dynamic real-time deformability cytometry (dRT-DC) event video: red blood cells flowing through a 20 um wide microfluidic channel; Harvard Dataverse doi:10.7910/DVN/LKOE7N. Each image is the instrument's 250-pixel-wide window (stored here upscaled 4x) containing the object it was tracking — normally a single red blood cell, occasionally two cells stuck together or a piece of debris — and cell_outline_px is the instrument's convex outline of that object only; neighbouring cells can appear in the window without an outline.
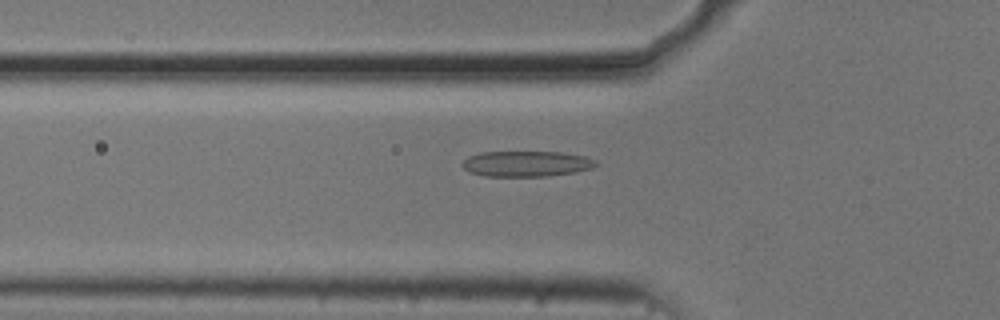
{"species": "common noctule bat (a hibernating species)", "species_latin": "Nyctalus noctula", "temperature_condition": "cold", "stored_images_in_passage": 54, "camera_frame_rate_fps": 3000, "um_per_image_px": 0.085, "animal": {"sex": "male", "body_mass_g": 20.5, "forearm_length_mm": 52.5}, "frame": {"image": 1, "passage_image": 18, "time_ms": 5.667, "image_size_px": [1000, 320], "cell_outline_px": [[600, 164], [592, 168], [576, 172], [544, 176], [484, 176], [468, 172], [460, 164], [468, 156], [480, 152], [564, 152], [584, 156], [596, 160]], "centroid_in_image_um": [44.74, 13.91], "position_along_channel_um": 81.1, "area_um2": 20.11}}
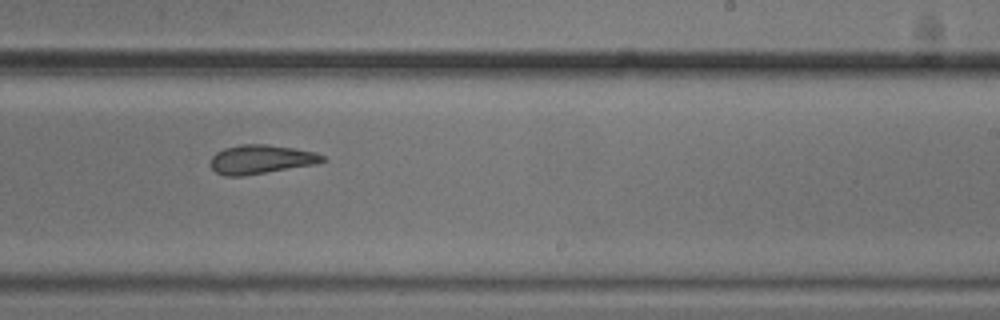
{"frame": {"image": 2, "passage_image": 33, "time_ms": 10.667, "image_size_px": [1000, 320], "cell_outline_px": [[328, 160], [316, 164], [244, 176], [224, 176], [216, 172], [212, 168], [212, 156], [216, 152], [224, 148], [240, 144], [268, 144], [296, 148], [316, 152], [324, 156]], "centroid_in_image_um": [22.22, 13.54], "position_along_channel_um": 266.8, "area_um2": 19.07}}
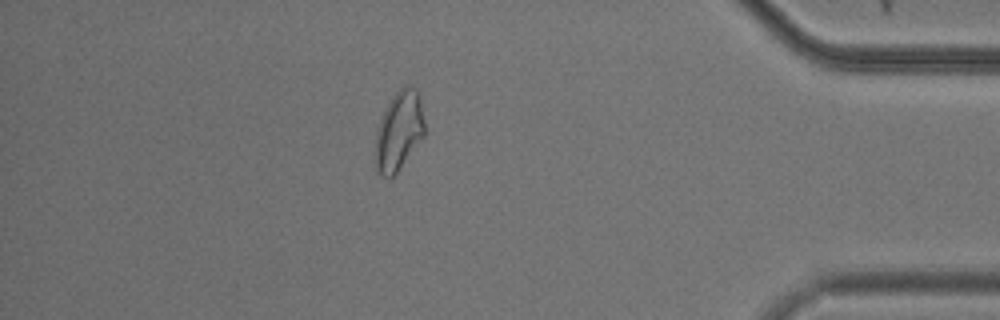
{"frame": {"image": 3, "passage_image": 47, "time_ms": 15.333, "image_size_px": [1000, 320], "cell_outline_px": [[424, 136], [396, 172], [388, 180], [380, 176], [376, 172], [372, 156], [376, 128], [392, 96], [400, 88], [416, 88], [420, 100], [424, 120]], "centroid_in_image_um": [33.83, 11.22], "position_along_channel_um": 401.4, "area_um2": 22.95}, "authors_computed_cell_mechanics": {"area_um2": 20.4034, "velocity_mm_per_s": 3.6974, "shape_relaxation_time_tau1_ms": 5.2962, "shape_relaxation_time_tau2_ms": 2.9532, "deformation_change_tau1": 0.1425, "deformation_change_tau2": 0.1051}}